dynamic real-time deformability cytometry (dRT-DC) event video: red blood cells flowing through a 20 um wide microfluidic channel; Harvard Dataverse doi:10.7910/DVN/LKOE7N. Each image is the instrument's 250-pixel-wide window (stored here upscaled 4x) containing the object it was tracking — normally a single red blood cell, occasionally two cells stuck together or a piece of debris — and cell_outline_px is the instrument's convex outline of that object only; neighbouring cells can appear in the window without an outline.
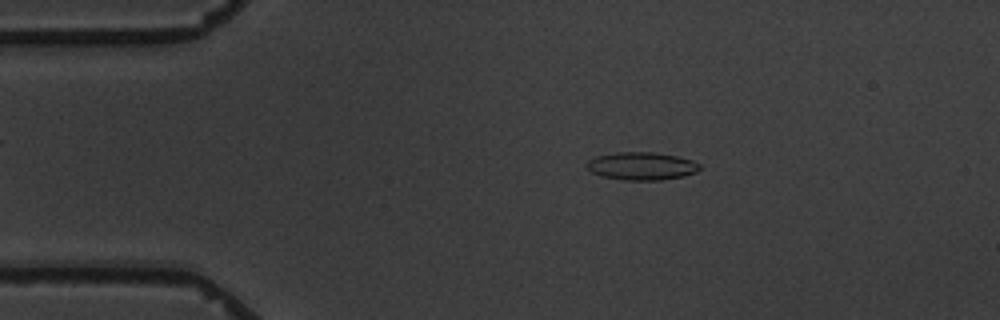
{"species": "common noctule bat (a hibernating species)", "species_latin": "Nyctalus noctula", "temperature_condition": "warm", "stored_images_in_passage": 4, "camera_frame_rate_fps": 3000, "um_per_image_px": 0.085, "animal": {"sex": "male", "body_mass_g": 19.5, "forearm_length_mm": 54.6}, "frame": {"image": 1, "passage_image": 2, "time_ms": 1.333, "image_size_px": [1000, 320], "cell_outline_px": [[700, 168], [696, 172], [684, 176], [660, 180], [624, 180], [604, 176], [592, 172], [584, 164], [588, 160], [596, 156], [616, 152], [656, 152], [676, 156], [692, 160], [700, 164]], "centroid_in_image_um": [54.54, 14.11], "position_along_channel_um": 30.5, "area_um2": 18.32}}